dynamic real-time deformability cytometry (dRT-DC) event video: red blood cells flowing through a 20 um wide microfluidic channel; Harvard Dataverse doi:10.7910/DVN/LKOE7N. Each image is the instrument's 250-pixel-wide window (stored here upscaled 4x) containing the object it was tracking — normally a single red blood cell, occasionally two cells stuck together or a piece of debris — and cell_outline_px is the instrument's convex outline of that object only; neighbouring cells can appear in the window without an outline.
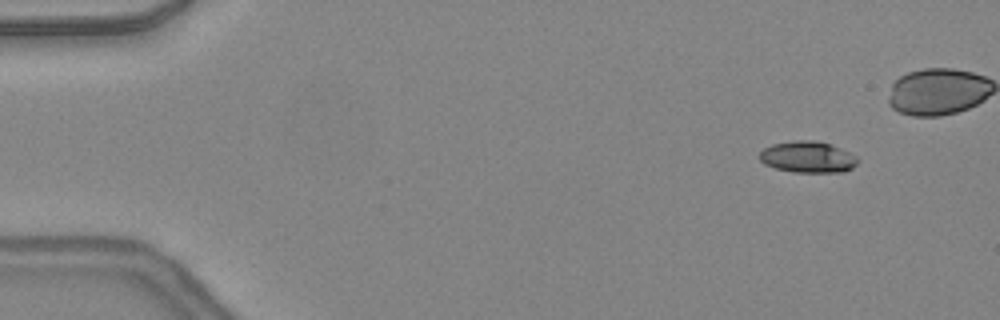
{"species": "common noctule bat (a hibernating species)", "species_latin": "Nyctalus noctula", "temperature_condition": "warm", "stored_images_in_passage": 37, "camera_frame_rate_fps": 3000, "um_per_image_px": 0.085, "animal": {"sex": "female", "body_mass_g": 24.6, "forearm_length_mm": 56.2}, "frame": {"image": 1, "passage_image": 1, "time_ms": 0.0, "image_size_px": [1000, 320], "cell_outline_px": [[856, 164], [852, 168], [844, 172], [792, 172], [776, 168], [764, 164], [756, 156], [764, 148], [772, 144], [792, 140], [812, 140], [828, 144], [840, 148], [856, 156]], "centroid_in_image_um": [68.6, 13.35], "position_along_channel_um": 16.4, "area_um2": 17.92}}
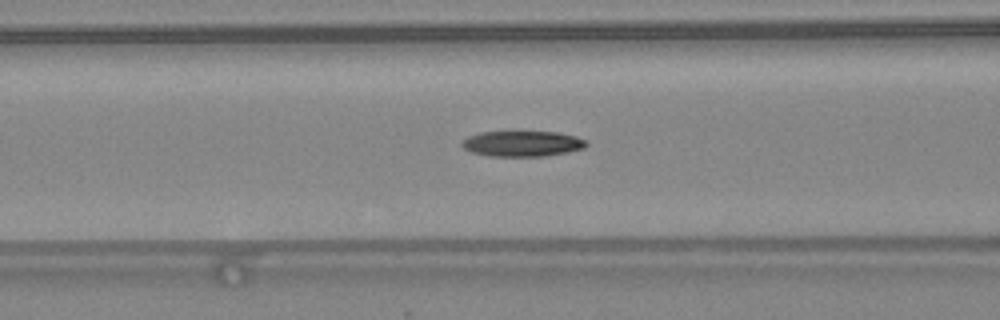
{"frame": {"image": 2, "passage_image": 16, "time_ms": 5.0, "image_size_px": [1000, 320], "cell_outline_px": [[588, 144], [584, 148], [568, 152], [544, 156], [488, 156], [472, 152], [464, 148], [460, 144], [468, 136], [480, 132], [516, 128], [556, 132], [576, 136], [584, 140]], "centroid_in_image_um": [44.37, 12.15], "position_along_channel_um": 122.2, "area_um2": 19.54}}